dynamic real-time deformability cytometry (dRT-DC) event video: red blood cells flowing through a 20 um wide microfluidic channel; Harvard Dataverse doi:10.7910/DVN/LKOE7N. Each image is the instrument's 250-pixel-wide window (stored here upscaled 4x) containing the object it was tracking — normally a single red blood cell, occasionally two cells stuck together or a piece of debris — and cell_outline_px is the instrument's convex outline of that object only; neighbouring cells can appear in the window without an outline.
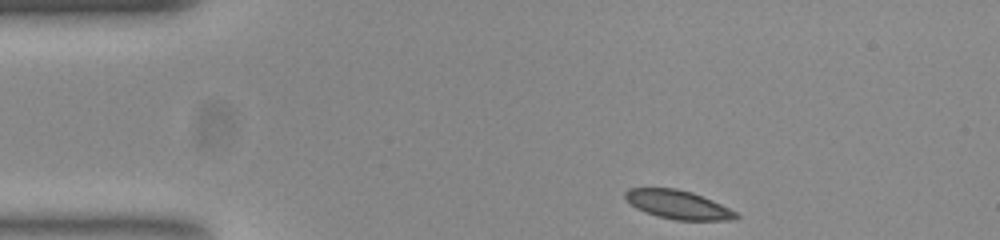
{"species": "common noctule bat (a hibernating species)", "species_latin": "Nyctalus noctula", "temperature_condition": "room temperature", "stored_images_in_passage": 45, "camera_frame_rate_fps": 3000, "um_per_image_px": 0.085, "animal": {"sex": "female", "body_mass_g": 23.0, "forearm_length_mm": 53.4}, "frame": {"image": 1, "passage_image": 1, "time_ms": 0.0, "image_size_px": [1000, 240], "cell_outline_px": [[740, 216], [728, 220], [676, 220], [644, 212], [636, 208], [624, 200], [624, 192], [628, 188], [676, 188], [692, 192], [720, 204], [736, 212]], "centroid_in_image_um": [57.56, 17.38], "position_along_channel_um": 27.4, "area_um2": 18.38}}
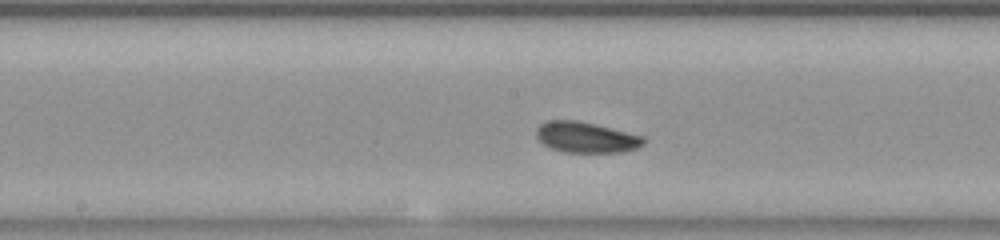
{"frame": {"image": 2, "passage_image": 19, "time_ms": 6.0, "image_size_px": [1000, 240], "cell_outline_px": [[644, 144], [628, 152], [564, 152], [552, 148], [544, 144], [536, 136], [536, 128], [540, 124], [548, 120], [576, 120], [644, 136]], "centroid_in_image_um": [49.81, 11.68], "position_along_channel_um": 198.4, "area_um2": 19.07}}
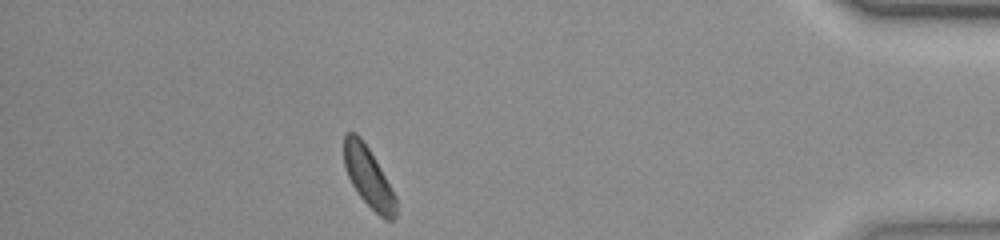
{"frame": {"image": 3, "passage_image": 39, "time_ms": 12.667, "image_size_px": [1000, 240], "cell_outline_px": [[396, 216], [392, 220], [384, 220], [360, 196], [352, 184], [348, 176], [344, 164], [344, 136], [348, 132], [356, 132], [360, 136], [368, 148], [380, 168], [396, 196]], "centroid_in_image_um": [31.31, 15.05], "position_along_channel_um": 403.9, "area_um2": 17.86}, "authors_computed_cell_mechanics": {"area_um2": 18.6694, "velocity_mm_per_s": 3.8328, "shape_relaxation_time_tau1_ms": 2.1165, "shape_relaxation_time_tau2_ms": 3.2402, "deformation_change_tau1": 0.0518, "deformation_change_tau2": 0.0755}}